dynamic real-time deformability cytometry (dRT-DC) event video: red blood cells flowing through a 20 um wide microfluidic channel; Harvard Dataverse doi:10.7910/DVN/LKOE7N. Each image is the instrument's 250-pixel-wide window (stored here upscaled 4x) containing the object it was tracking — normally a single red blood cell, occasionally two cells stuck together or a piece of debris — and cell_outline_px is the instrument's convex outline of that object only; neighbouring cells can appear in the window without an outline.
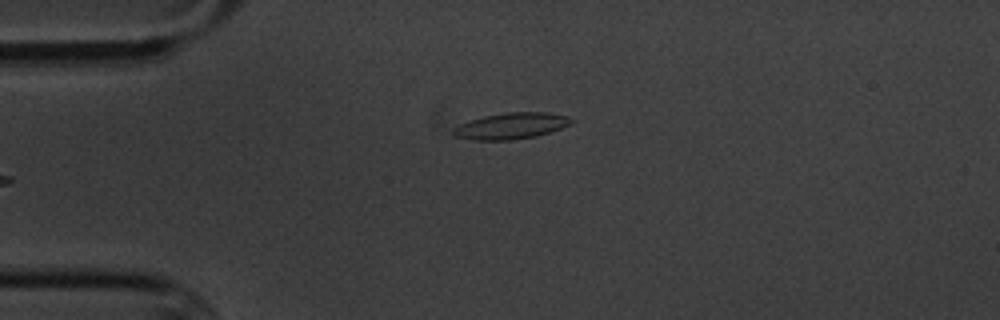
{"species": "common noctule bat (a hibernating species)", "species_latin": "Nyctalus noctula", "temperature_condition": "cold", "stored_images_in_passage": 6, "camera_frame_rate_fps": 3000, "um_per_image_px": 0.085, "animal": {"sex": "male", "body_mass_g": 20.1, "forearm_length_mm": 53.5}, "frame": {"image": 1, "passage_image": 6, "time_ms": 6.0, "image_size_px": [1000, 320], "cell_outline_px": [[576, 120], [572, 124], [536, 136], [508, 140], [472, 140], [452, 136], [452, 128], [460, 124], [484, 116], [508, 112], [548, 112], [568, 116]], "centroid_in_image_um": [43.45, 10.7], "position_along_channel_um": 41.6, "area_um2": 18.09}}